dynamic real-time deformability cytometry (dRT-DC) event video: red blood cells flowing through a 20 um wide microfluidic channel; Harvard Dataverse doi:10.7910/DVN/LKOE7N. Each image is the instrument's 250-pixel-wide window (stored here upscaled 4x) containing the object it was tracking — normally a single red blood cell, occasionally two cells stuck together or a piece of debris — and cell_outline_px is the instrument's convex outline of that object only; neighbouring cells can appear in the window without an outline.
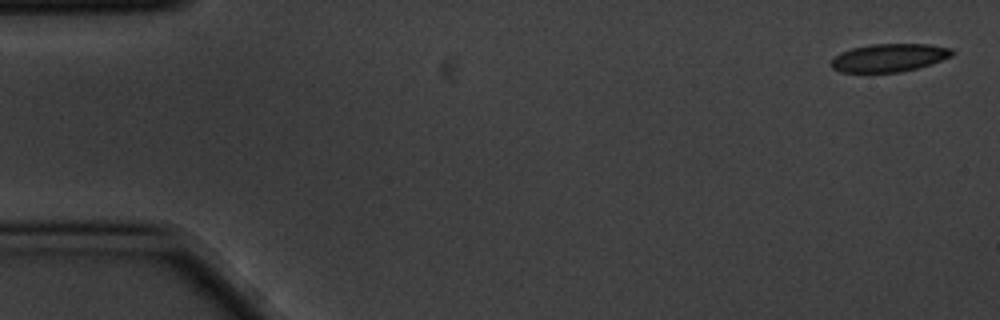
{"species": "common noctule bat (a hibernating species)", "species_latin": "Nyctalus noctula", "temperature_condition": "cold", "stored_images_in_passage": 5, "camera_frame_rate_fps": 3000, "um_per_image_px": 0.085, "animal": {"sex": "male", "body_mass_g": 20.1, "forearm_length_mm": 53.5}, "frame": {"image": 1, "passage_image": 1, "time_ms": 0.0, "image_size_px": [1000, 320], "cell_outline_px": [[956, 52], [952, 56], [932, 64], [900, 72], [840, 72], [832, 68], [832, 60], [840, 52], [852, 48], [872, 44], [928, 44], [952, 48]], "centroid_in_image_um": [75.62, 4.9], "position_along_channel_um": 9.4, "area_um2": 19.77}}
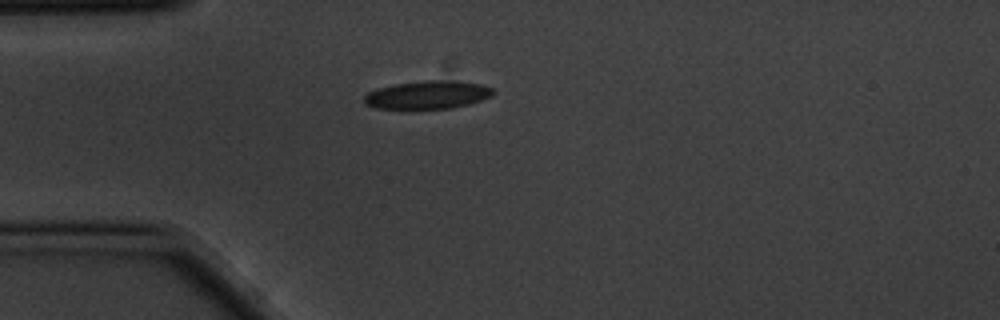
{"frame": {"image": 2, "passage_image": 5, "time_ms": 1.333, "image_size_px": [1000, 320], "cell_outline_px": [[496, 92], [492, 96], [468, 104], [452, 108], [376, 108], [364, 104], [364, 96], [368, 92], [376, 88], [392, 84], [424, 80], [448, 80], [480, 84], [492, 88]], "centroid_in_image_um": [36.32, 8.05], "position_along_channel_um": 48.7, "area_um2": 21.1}}